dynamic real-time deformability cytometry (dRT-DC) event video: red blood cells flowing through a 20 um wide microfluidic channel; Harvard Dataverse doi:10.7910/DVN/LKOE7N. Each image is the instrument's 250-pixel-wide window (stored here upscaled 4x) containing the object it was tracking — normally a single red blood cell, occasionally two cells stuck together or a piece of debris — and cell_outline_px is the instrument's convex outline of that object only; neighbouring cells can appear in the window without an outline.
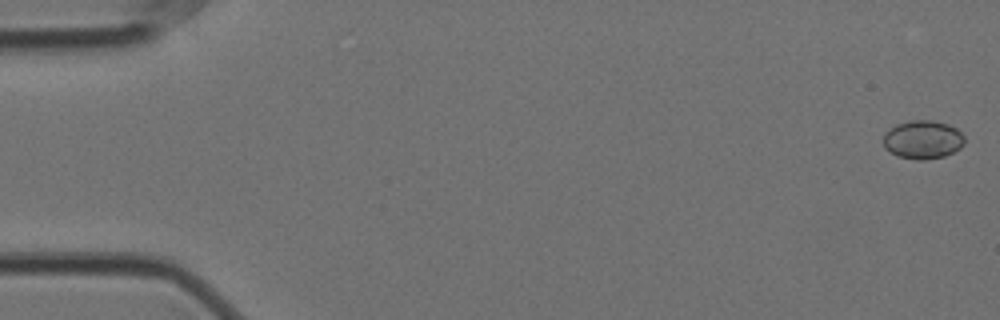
{"species": "Egyptian fruit bat (a non-hibernating species)", "species_latin": "Rousettus aegyptiacus", "temperature_condition": "cold", "stored_images_in_passage": 57, "camera_frame_rate_fps": 3000, "um_per_image_px": 0.085, "animal": {"sex": "female"}, "frame": {"image": 1, "passage_image": 1, "time_ms": 0.0, "image_size_px": [1000, 320], "cell_outline_px": [[964, 144], [960, 148], [944, 156], [924, 160], [916, 160], [896, 156], [884, 148], [884, 132], [888, 128], [896, 124], [912, 120], [932, 120], [948, 124], [956, 128], [964, 136]], "centroid_in_image_um": [78.41, 11.87], "position_along_channel_um": 6.6, "area_um2": 18.38}}
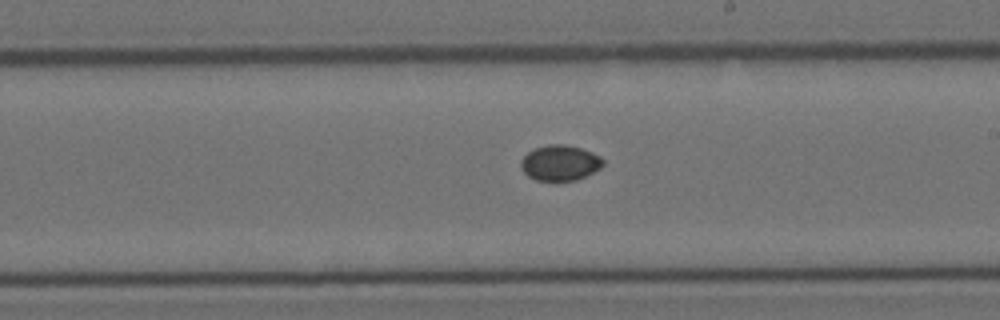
{"frame": {"image": 2, "passage_image": 33, "time_ms": 10.667, "image_size_px": [1000, 320], "cell_outline_px": [[604, 164], [600, 168], [576, 180], [556, 184], [536, 180], [528, 176], [520, 168], [520, 160], [528, 152], [536, 148], [548, 144], [564, 144], [580, 148], [592, 152], [600, 156], [604, 160]], "centroid_in_image_um": [47.57, 13.89], "position_along_channel_um": 241.4, "area_um2": 17.46}}
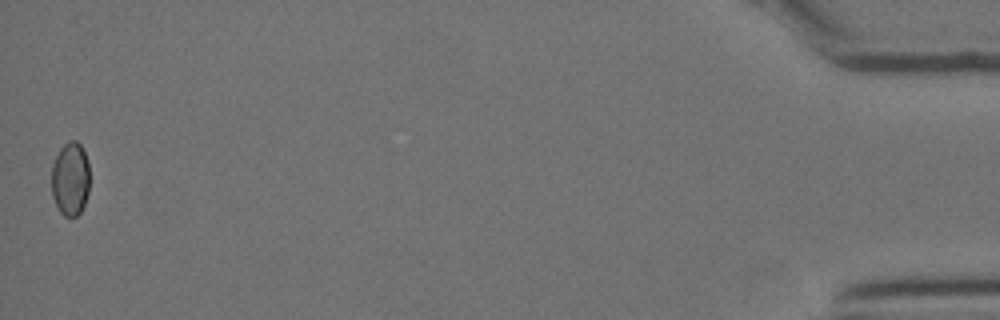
{"frame": {"image": 3, "passage_image": 57, "time_ms": 18.667, "image_size_px": [1000, 320], "cell_outline_px": [[88, 192], [84, 204], [80, 212], [76, 216], [64, 216], [60, 212], [52, 196], [52, 164], [60, 148], [68, 140], [76, 140], [80, 144], [88, 160]], "centroid_in_image_um": [5.97, 15.18], "position_along_channel_um": 429.2, "area_um2": 16.3}}